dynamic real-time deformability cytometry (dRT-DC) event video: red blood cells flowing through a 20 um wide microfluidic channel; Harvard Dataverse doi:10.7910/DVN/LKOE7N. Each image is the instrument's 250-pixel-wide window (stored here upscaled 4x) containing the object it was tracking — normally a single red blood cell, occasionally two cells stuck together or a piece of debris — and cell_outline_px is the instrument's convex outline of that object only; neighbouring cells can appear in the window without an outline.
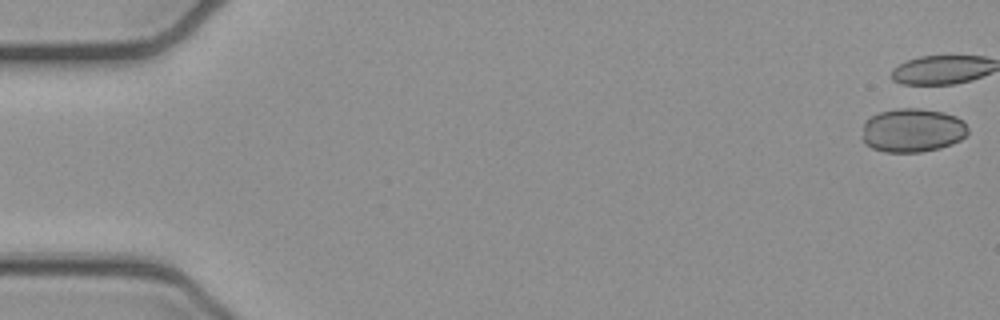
{"species": "common noctule bat (a hibernating species)", "species_latin": "Nyctalus noctula", "temperature_condition": "cold", "stored_images_in_passage": 20, "camera_frame_rate_fps": 3000, "um_per_image_px": 0.085, "animal": {"sex": "female", "body_mass_g": 21.9}, "frame": {"image": 1, "passage_image": 1, "time_ms": 0.0, "image_size_px": [1000, 320], "cell_outline_px": [[968, 132], [960, 140], [952, 144], [940, 148], [920, 152], [884, 152], [872, 148], [864, 144], [860, 136], [864, 120], [880, 112], [896, 108], [920, 108], [944, 112], [956, 116], [964, 120], [968, 128]], "centroid_in_image_um": [77.53, 11.07], "position_along_channel_um": 7.5, "area_um2": 27.51}}